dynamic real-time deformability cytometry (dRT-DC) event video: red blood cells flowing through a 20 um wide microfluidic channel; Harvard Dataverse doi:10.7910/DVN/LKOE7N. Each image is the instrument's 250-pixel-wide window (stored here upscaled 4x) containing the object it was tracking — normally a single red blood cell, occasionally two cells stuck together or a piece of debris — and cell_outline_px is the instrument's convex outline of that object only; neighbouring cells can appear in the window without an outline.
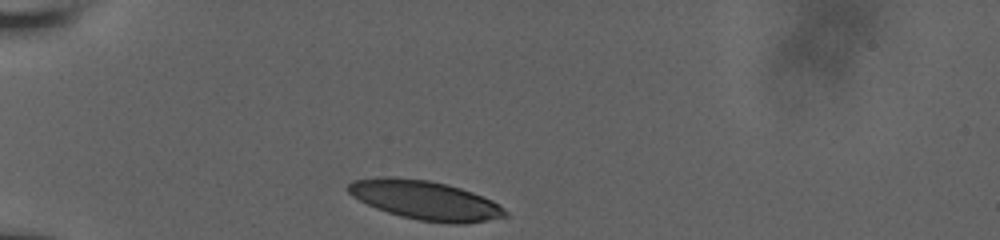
{"species": "human", "species_latin": "Homo sapiens", "temperature_condition": "room temperature", "stored_images_in_passage": 15, "camera_frame_rate_fps": 3000, "um_per_image_px": 0.085, "donor": {"sex": "male"}, "frame": {"image": 1, "passage_image": 1, "time_ms": 0.0, "image_size_px": [1000, 240], "cell_outline_px": [[508, 216], [468, 224], [448, 224], [420, 220], [400, 216], [376, 208], [352, 196], [344, 188], [352, 180], [380, 176], [396, 176], [428, 180], [448, 184], [472, 192], [492, 200], [500, 204], [508, 212]], "centroid_in_image_um": [36.14, 17.01], "position_along_channel_um": 48.9, "area_um2": 36.18}}
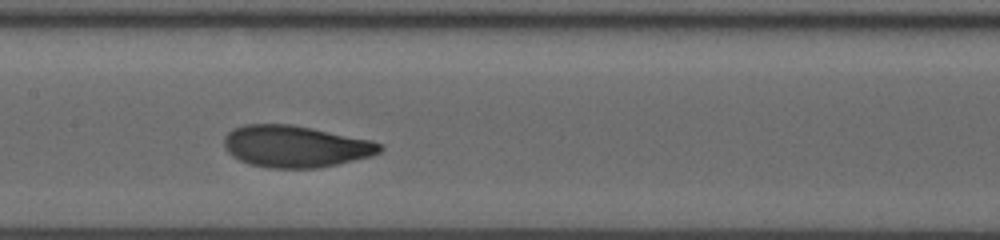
{"frame": {"image": 2, "passage_image": 5, "time_ms": 4.333, "image_size_px": [1000, 240], "cell_outline_px": [[384, 148], [380, 152], [372, 156], [336, 164], [316, 168], [268, 168], [248, 164], [232, 156], [228, 152], [224, 144], [224, 136], [232, 128], [244, 124], [292, 124], [372, 140], [384, 144]], "centroid_in_image_um": [25.11, 12.44], "position_along_channel_um": 182.3, "area_um2": 38.15}}
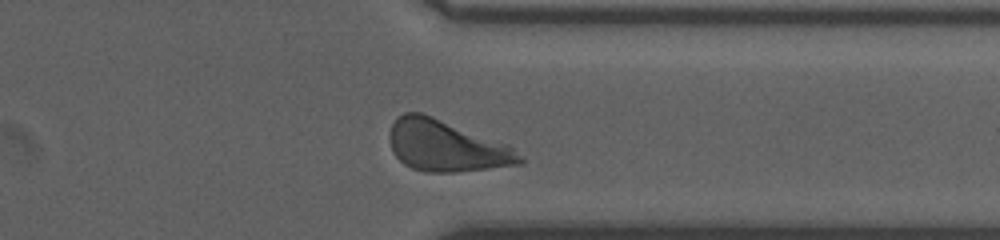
{"frame": {"image": 3, "passage_image": 13, "time_ms": 9.333, "image_size_px": [1000, 240], "cell_outline_px": [[524, 164], [456, 172], [424, 172], [412, 168], [404, 164], [392, 152], [388, 136], [392, 124], [396, 116], [404, 112], [420, 112], [432, 116], [508, 144], [524, 156]], "centroid_in_image_um": [37.93, 12.4], "position_along_channel_um": 373.5, "area_um2": 39.13}, "authors_computed_cell_mechanics": {"area_um2": 37.7434, "velocity_mm_per_s": 3.8283, "shape_relaxation_time_tau1_ms": 2.7488, "shape_relaxation_time_tau2_ms": 0.0123, "deformation_change_tau1": 0.1442, "deformation_change_tau2": 0.0396}}